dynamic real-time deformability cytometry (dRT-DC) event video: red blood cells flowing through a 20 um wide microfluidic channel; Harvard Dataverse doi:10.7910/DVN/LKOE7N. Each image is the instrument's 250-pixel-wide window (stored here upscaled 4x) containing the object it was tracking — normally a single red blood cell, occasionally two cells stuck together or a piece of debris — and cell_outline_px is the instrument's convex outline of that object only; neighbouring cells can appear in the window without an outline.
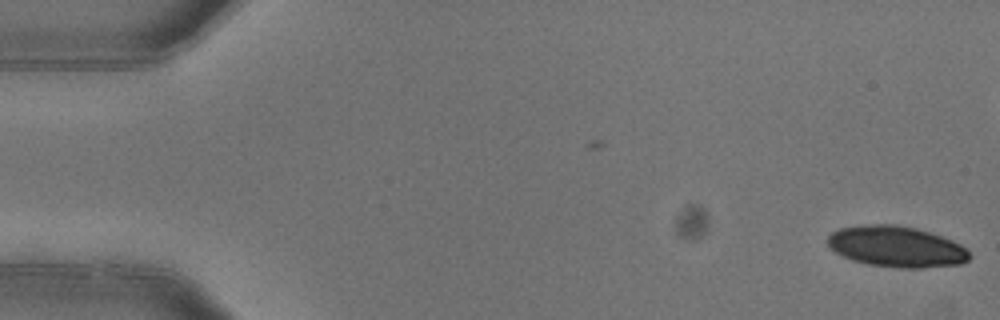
{"species": "common noctule bat (a hibernating species)", "species_latin": "Nyctalus noctula", "temperature_condition": "warm", "stored_images_in_passage": 5, "segment_of_instrument_passage": [2, 2], "camera_frame_rate_fps": 3000, "um_per_image_px": 0.085, "animal": {"sex": "female"}, "frame": {"image": 1, "passage_image": 5, "time_ms": 1.333, "image_size_px": [1000, 320], "cell_outline_px": [[972, 256], [968, 260], [960, 264], [924, 268], [900, 268], [868, 264], [852, 260], [836, 252], [828, 244], [828, 236], [832, 232], [840, 228], [872, 224], [896, 224], [916, 228], [952, 240], [968, 248]], "centroid_in_image_um": [76.24, 20.97], "position_along_channel_um": 8.8, "area_um2": 33.81}}